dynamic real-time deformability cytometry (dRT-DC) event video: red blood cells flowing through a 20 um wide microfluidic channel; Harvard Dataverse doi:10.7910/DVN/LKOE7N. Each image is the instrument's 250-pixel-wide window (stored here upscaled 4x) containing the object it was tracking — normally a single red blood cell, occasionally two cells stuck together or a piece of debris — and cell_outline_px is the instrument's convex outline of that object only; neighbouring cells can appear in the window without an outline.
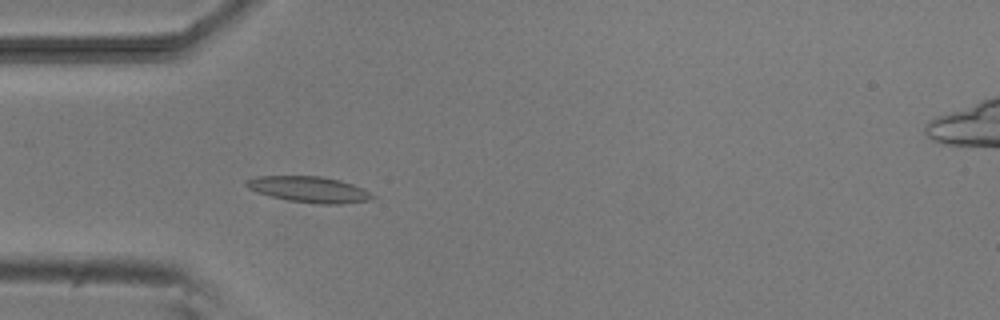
{"species": "common noctule bat (a hibernating species)", "species_latin": "Nyctalus noctula", "temperature_condition": "room temperature", "stored_images_in_passage": 5, "camera_frame_rate_fps": 3000, "um_per_image_px": 0.085, "animal": {"sex": "male", "body_mass_g": 20.5, "forearm_length_mm": 52.5}, "frame": {"image": 1, "passage_image": 5, "time_ms": 4.333, "image_size_px": [1000, 320], "cell_outline_px": [[376, 196], [368, 200], [344, 204], [320, 204], [288, 200], [256, 192], [248, 188], [244, 184], [244, 180], [256, 176], [320, 176], [340, 180], [364, 188]], "centroid_in_image_um": [26.27, 16.09], "position_along_channel_um": 58.7, "area_um2": 19.13}}